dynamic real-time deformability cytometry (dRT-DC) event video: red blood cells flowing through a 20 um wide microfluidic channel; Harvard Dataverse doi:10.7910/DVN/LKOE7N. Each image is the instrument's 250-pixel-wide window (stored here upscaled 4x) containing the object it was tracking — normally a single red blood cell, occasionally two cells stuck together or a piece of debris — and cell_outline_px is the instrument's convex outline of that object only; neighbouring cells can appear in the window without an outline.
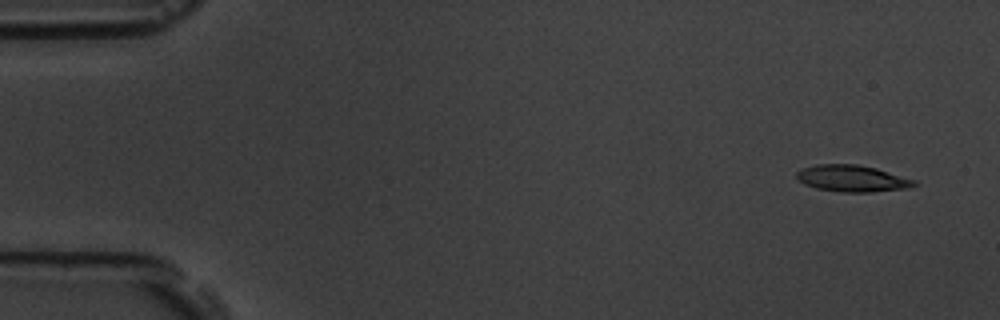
{"species": "common noctule bat (a hibernating species)", "species_latin": "Nyctalus noctula", "temperature_condition": "room temperature", "stored_images_in_passage": 6, "camera_frame_rate_fps": 3000, "um_per_image_px": 0.085, "animal": {"sex": "male", "body_mass_g": 19.5, "forearm_length_mm": 54.6}, "frame": {"image": 1, "passage_image": 1, "time_ms": 0.0, "image_size_px": [1000, 320], "cell_outline_px": [[916, 184], [908, 188], [872, 192], [840, 192], [816, 188], [804, 184], [796, 180], [796, 172], [800, 168], [816, 164], [856, 164], [876, 168], [916, 180]], "centroid_in_image_um": [72.38, 15.16], "position_along_channel_um": 12.6, "area_um2": 18.38}}
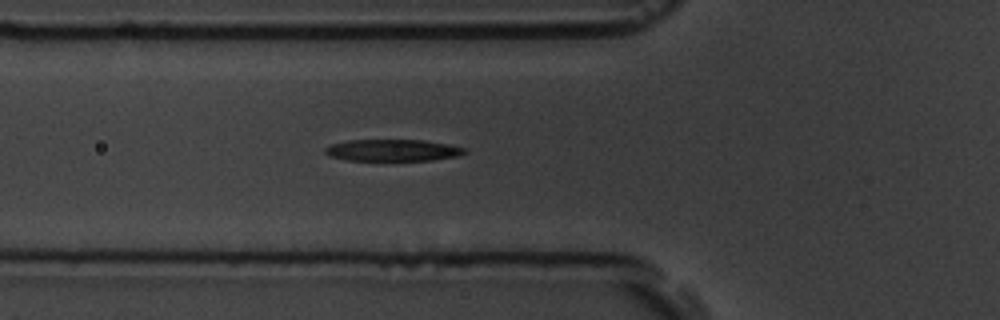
{"frame": {"image": 2, "passage_image": 6, "time_ms": 5.667, "image_size_px": [1000, 320], "cell_outline_px": [[468, 152], [460, 156], [432, 160], [348, 160], [328, 156], [324, 152], [324, 148], [332, 144], [348, 140], [424, 140], [448, 144], [464, 148]], "centroid_in_image_um": [33.39, 12.77], "position_along_channel_um": 92.4, "area_um2": 17.69}}